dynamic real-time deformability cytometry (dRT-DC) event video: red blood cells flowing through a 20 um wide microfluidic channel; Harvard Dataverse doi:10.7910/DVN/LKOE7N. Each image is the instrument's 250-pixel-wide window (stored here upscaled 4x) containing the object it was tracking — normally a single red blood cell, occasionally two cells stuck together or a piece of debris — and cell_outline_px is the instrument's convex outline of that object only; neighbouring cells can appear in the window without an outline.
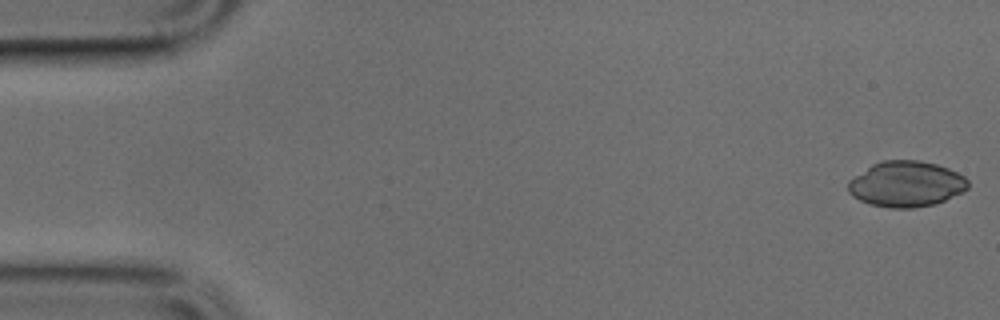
{"species": "common noctule bat (a hibernating species)", "species_latin": "Nyctalus noctula", "temperature_condition": "cold", "stored_images_in_passage": 29, "camera_frame_rate_fps": 3000, "um_per_image_px": 0.085, "animal": {"sex": "male", "body_mass_g": 17.9, "forearm_length_mm": 54.2}, "frame": {"image": 1, "passage_image": 1, "time_ms": 0.0, "image_size_px": [1000, 320], "cell_outline_px": [[968, 188], [964, 192], [936, 204], [912, 208], [888, 208], [868, 204], [852, 196], [848, 192], [848, 180], [872, 164], [884, 160], [920, 160], [936, 164], [948, 168], [964, 176], [968, 180]], "centroid_in_image_um": [77.02, 15.65], "position_along_channel_um": 8.0, "area_um2": 32.19}}